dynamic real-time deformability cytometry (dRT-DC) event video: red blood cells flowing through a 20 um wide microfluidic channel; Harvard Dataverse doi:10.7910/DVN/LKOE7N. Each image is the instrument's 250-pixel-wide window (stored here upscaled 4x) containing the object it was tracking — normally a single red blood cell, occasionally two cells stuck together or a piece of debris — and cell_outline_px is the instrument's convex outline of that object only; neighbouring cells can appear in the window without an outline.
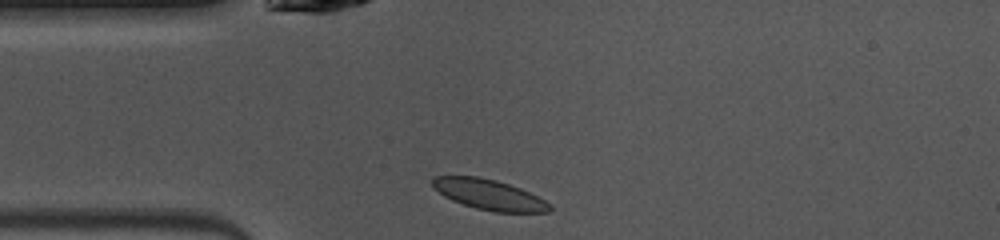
{"species": "common noctule bat (a hibernating species)", "species_latin": "Nyctalus noctula", "temperature_condition": "warm", "stored_images_in_passage": 38, "camera_frame_rate_fps": 3000, "um_per_image_px": 0.085, "animal": {"sex": "female", "body_mass_g": 10.0, "forearm_length_mm": 53.1}, "frame": {"image": 1, "passage_image": 1, "time_ms": 0.0, "image_size_px": [1000, 240], "cell_outline_px": [[552, 208], [548, 212], [496, 212], [476, 208], [452, 200], [444, 196], [432, 188], [428, 180], [432, 176], [480, 176], [496, 180], [520, 188], [552, 204]], "centroid_in_image_um": [41.5, 16.52], "position_along_channel_um": 43.5, "area_um2": 20.87}}
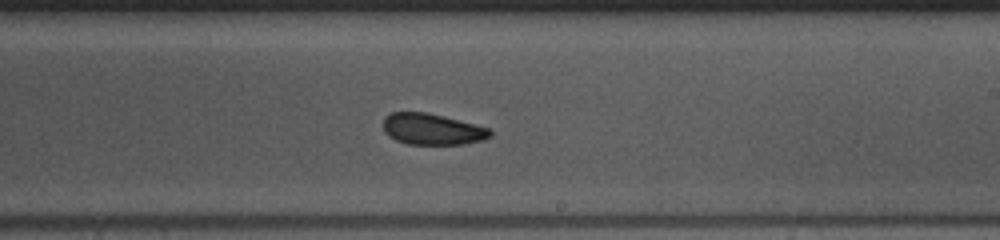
{"frame": {"image": 2, "passage_image": 17, "time_ms": 5.333, "image_size_px": [1000, 240], "cell_outline_px": [[492, 136], [484, 140], [464, 144], [408, 144], [396, 140], [388, 136], [384, 132], [384, 116], [392, 112], [424, 112], [444, 116], [476, 124], [488, 128], [492, 132]], "centroid_in_image_um": [36.75, 10.98], "position_along_channel_um": 252.3, "area_um2": 19.54}}
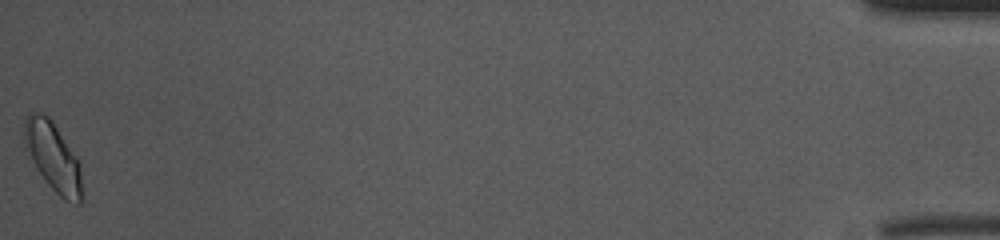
{"frame": {"image": 3, "passage_image": 38, "time_ms": 12.333, "image_size_px": [1000, 240], "cell_outline_px": [[84, 200], [80, 204], [76, 204], [64, 200], [48, 184], [40, 172], [24, 144], [20, 128], [28, 112], [36, 112], [48, 116], [52, 120], [76, 156], [80, 164], [84, 196]], "centroid_in_image_um": [4.52, 13.32], "position_along_channel_um": 430.7, "area_um2": 23.47}, "authors_computed_cell_mechanics": {"area_um2": 20.4034, "velocity_mm_per_s": 4.0813, "shape_relaxation_time_tau1_ms": 2.5799, "shape_relaxation_time_tau2_ms": 2.0829, "deformation_change_tau1": 0.0663, "deformation_change_tau2": 0.0634}}